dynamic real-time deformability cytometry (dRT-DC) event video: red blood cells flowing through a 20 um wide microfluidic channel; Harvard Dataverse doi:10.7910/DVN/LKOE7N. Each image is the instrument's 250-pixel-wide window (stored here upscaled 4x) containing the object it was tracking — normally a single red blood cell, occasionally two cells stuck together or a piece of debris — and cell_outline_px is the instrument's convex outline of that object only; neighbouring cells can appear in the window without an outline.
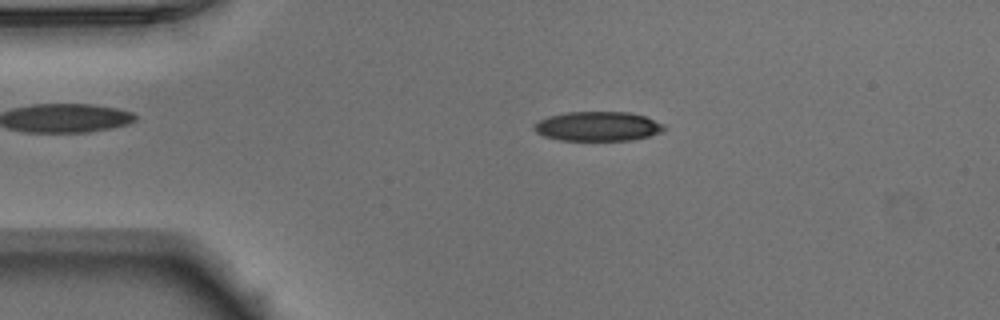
{"species": "Egyptian fruit bat (a non-hibernating species)", "species_latin": "Rousettus aegyptiacus", "temperature_condition": "warm", "stored_images_in_passage": 49, "camera_frame_rate_fps": 3000, "um_per_image_px": 0.085, "animal": {"sex": "male"}, "frame": {"image": 1, "passage_image": 9, "time_ms": 2.667, "image_size_px": [1000, 320], "cell_outline_px": [[668, 128], [664, 132], [632, 140], [560, 140], [544, 136], [536, 132], [532, 128], [532, 124], [548, 116], [564, 112], [628, 112], [644, 116], [664, 124]], "centroid_in_image_um": [50.81, 10.73], "position_along_channel_um": 34.2, "area_um2": 22.48}}
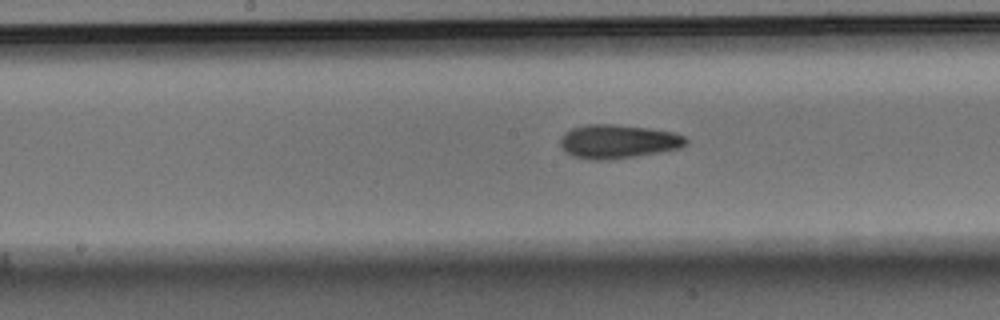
{"frame": {"image": 2, "passage_image": 24, "time_ms": 7.667, "image_size_px": [1000, 320], "cell_outline_px": [[688, 144], [680, 148], [660, 152], [636, 156], [608, 160], [592, 160], [572, 156], [564, 152], [560, 144], [560, 136], [564, 132], [572, 128], [588, 124], [612, 124], [648, 128], [672, 132], [684, 136], [688, 140]], "centroid_in_image_um": [52.5, 12.03], "position_along_channel_um": 195.7, "area_um2": 24.91}}
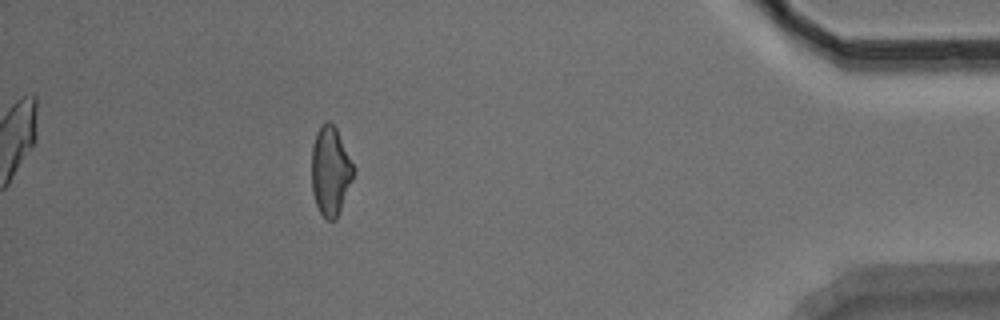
{"frame": {"image": 3, "passage_image": 44, "time_ms": 14.333, "image_size_px": [1000, 320], "cell_outline_px": [[356, 172], [336, 220], [324, 220], [316, 204], [312, 192], [312, 144], [316, 132], [324, 120], [328, 120], [336, 128], [356, 168]], "centroid_in_image_um": [28.1, 14.53], "position_along_channel_um": 407.1, "area_um2": 22.08}, "authors_computed_cell_mechanics": {"area_um2": 23.0622, "velocity_mm_per_s": 3.9536, "shape_relaxation_time_tau1_ms": 5.1714, "shape_relaxation_time_tau2_ms": 2.9483, "deformation_change_tau1": 0.1443, "deformation_change_tau2": 0.1173}}